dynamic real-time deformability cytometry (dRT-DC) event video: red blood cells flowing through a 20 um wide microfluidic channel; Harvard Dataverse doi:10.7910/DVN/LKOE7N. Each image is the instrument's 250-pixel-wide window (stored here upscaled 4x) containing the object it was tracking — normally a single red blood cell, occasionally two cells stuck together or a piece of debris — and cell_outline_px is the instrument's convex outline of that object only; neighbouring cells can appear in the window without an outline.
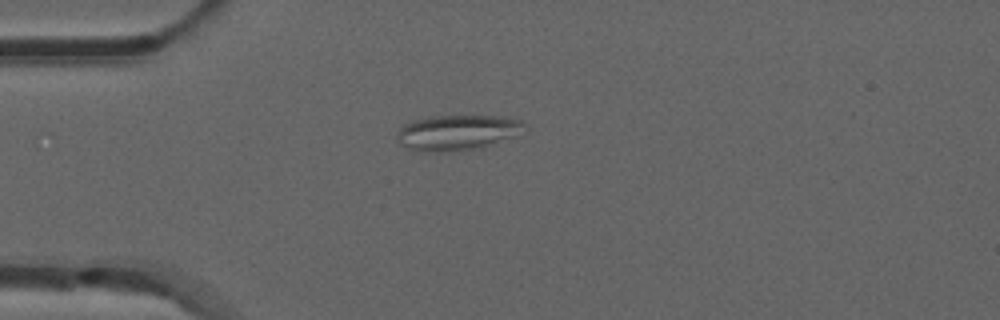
{"species": "common noctule bat (a hibernating species)", "species_latin": "Nyctalus noctula", "temperature_condition": "room temperature", "stored_images_in_passage": 39, "camera_frame_rate_fps": 3000, "um_per_image_px": 0.085, "animal": {"sex": "male", "forearm_length_mm": 52.5}, "frame": {"image": 1, "passage_image": 1, "time_ms": 0.0, "image_size_px": [1000, 320], "cell_outline_px": [[524, 124], [516, 136], [484, 148], [452, 152], [416, 152], [400, 144], [396, 136], [396, 132], [404, 124], [428, 116], [496, 116], [520, 120]], "centroid_in_image_um": [38.81, 11.3], "position_along_channel_um": 46.2, "area_um2": 26.53}}
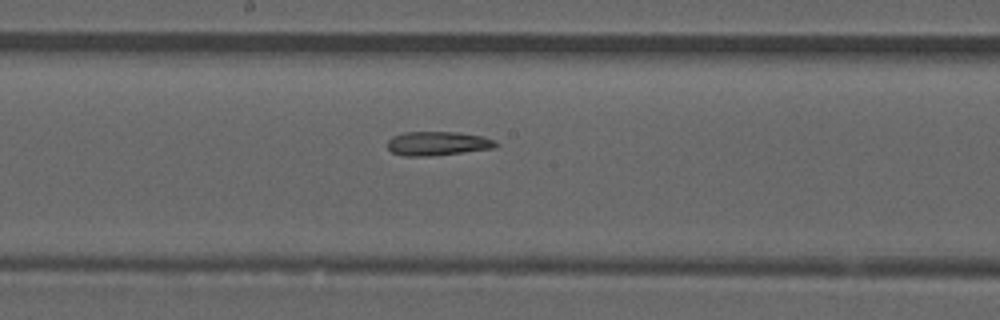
{"frame": {"image": 2, "passage_image": 15, "time_ms": 4.667, "image_size_px": [1000, 320], "cell_outline_px": [[500, 144], [496, 148], [432, 156], [404, 156], [392, 152], [388, 148], [388, 140], [392, 136], [404, 132], [456, 132], [484, 136], [496, 140]], "centroid_in_image_um": [37.25, 12.19], "position_along_channel_um": 211.0, "area_um2": 15.37}}
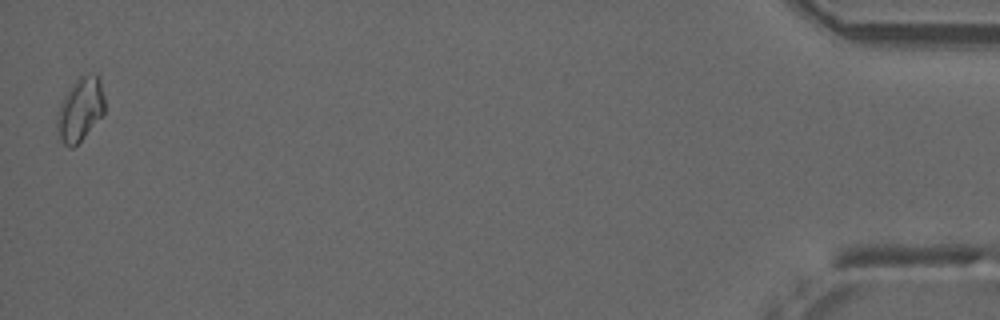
{"frame": {"image": 3, "passage_image": 39, "time_ms": 12.667, "image_size_px": [1000, 320], "cell_outline_px": [[104, 112], [80, 140], [72, 148], [68, 148], [56, 140], [56, 116], [60, 104], [64, 96], [72, 84], [80, 76], [96, 76], [100, 80], [104, 96]], "centroid_in_image_um": [6.75, 9.37], "position_along_channel_um": 428.5, "area_um2": 17.46}, "authors_computed_cell_mechanics": {"area_um2": 15.317, "velocity_mm_per_s": 3.9046, "shape_relaxation_time_tau1_ms": null, "shape_relaxation_time_tau2_ms": 4.3986, "deformation_change_tau1": null, "deformation_change_tau2": 0.1213}}